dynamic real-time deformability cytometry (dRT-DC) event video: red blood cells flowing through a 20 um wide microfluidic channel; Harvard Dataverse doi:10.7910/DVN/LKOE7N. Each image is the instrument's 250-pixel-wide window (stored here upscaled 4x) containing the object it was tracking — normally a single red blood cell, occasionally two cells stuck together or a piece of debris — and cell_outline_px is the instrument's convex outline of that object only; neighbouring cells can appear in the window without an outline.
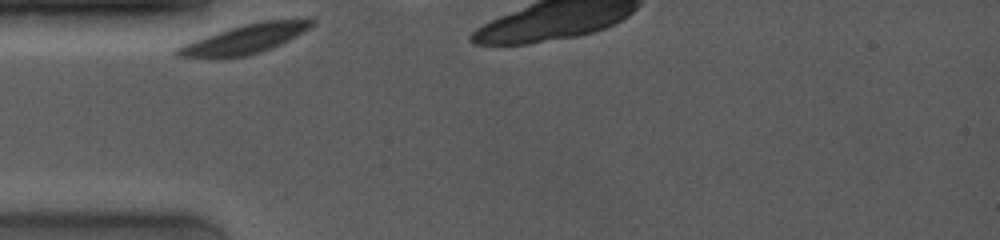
{"species": "common noctule bat (a hibernating species)", "species_latin": "Nyctalus noctula", "temperature_condition": "room temperature", "stored_images_in_passage": 6, "camera_frame_rate_fps": 4000, "um_per_image_px": 0.085, "animal": {"sex": "female", "body_mass_g": 19.0, "forearm_length_mm": 53.3}, "frame": {"image": 1, "passage_image": 1, "time_ms": 0.0, "image_size_px": [1000, 240], "cell_outline_px": [[316, 24], [288, 40], [272, 48], [260, 52], [244, 56], [224, 60], [176, 56], [172, 52], [176, 48], [184, 44], [228, 28], [260, 20], [316, 20]], "centroid_in_image_um": [20.72, 3.36], "position_along_channel_um": 64.3, "area_um2": 23.0}}
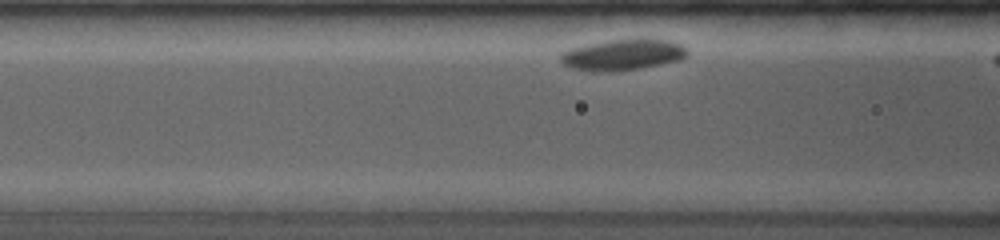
{"frame": {"image": 2, "passage_image": 5, "time_ms": 1.5, "image_size_px": [1000, 240], "cell_outline_px": [[688, 56], [680, 60], [640, 68], [608, 72], [592, 72], [572, 68], [564, 64], [560, 60], [560, 52], [572, 48], [588, 44], [608, 40], [672, 40], [688, 48]], "centroid_in_image_um": [52.93, 4.67], "position_along_channel_um": 113.7, "area_um2": 22.77}}